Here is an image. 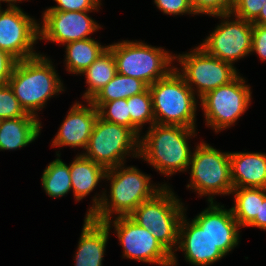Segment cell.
Returning <instances> with one entry per match:
<instances>
[{
  "label": "cell",
  "instance_id": "obj_1",
  "mask_svg": "<svg viewBox=\"0 0 266 266\" xmlns=\"http://www.w3.org/2000/svg\"><path fill=\"white\" fill-rule=\"evenodd\" d=\"M105 180L110 181V191L93 196L85 218L90 217L98 222H105L112 215L129 216L142 202L151 199L165 184H153L151 176L135 166L118 165L106 171ZM105 191V192H104ZM109 196V197H108Z\"/></svg>",
  "mask_w": 266,
  "mask_h": 266
},
{
  "label": "cell",
  "instance_id": "obj_2",
  "mask_svg": "<svg viewBox=\"0 0 266 266\" xmlns=\"http://www.w3.org/2000/svg\"><path fill=\"white\" fill-rule=\"evenodd\" d=\"M147 129L139 137V158L166 177L187 171L192 154L189 140L197 136V128L154 123Z\"/></svg>",
  "mask_w": 266,
  "mask_h": 266
},
{
  "label": "cell",
  "instance_id": "obj_3",
  "mask_svg": "<svg viewBox=\"0 0 266 266\" xmlns=\"http://www.w3.org/2000/svg\"><path fill=\"white\" fill-rule=\"evenodd\" d=\"M52 60L40 53L35 57L17 61L8 81L20 106L26 113L39 118L51 97L65 92Z\"/></svg>",
  "mask_w": 266,
  "mask_h": 266
},
{
  "label": "cell",
  "instance_id": "obj_4",
  "mask_svg": "<svg viewBox=\"0 0 266 266\" xmlns=\"http://www.w3.org/2000/svg\"><path fill=\"white\" fill-rule=\"evenodd\" d=\"M172 187L164 186L151 199L142 202L129 217L152 235L172 255L171 266H177L179 226L186 212L185 204L177 198Z\"/></svg>",
  "mask_w": 266,
  "mask_h": 266
},
{
  "label": "cell",
  "instance_id": "obj_5",
  "mask_svg": "<svg viewBox=\"0 0 266 266\" xmlns=\"http://www.w3.org/2000/svg\"><path fill=\"white\" fill-rule=\"evenodd\" d=\"M156 124L196 128L198 98L175 68L150 85Z\"/></svg>",
  "mask_w": 266,
  "mask_h": 266
},
{
  "label": "cell",
  "instance_id": "obj_6",
  "mask_svg": "<svg viewBox=\"0 0 266 266\" xmlns=\"http://www.w3.org/2000/svg\"><path fill=\"white\" fill-rule=\"evenodd\" d=\"M108 48L113 52L117 73L137 78L148 87L175 68V54L142 40H122L108 45Z\"/></svg>",
  "mask_w": 266,
  "mask_h": 266
},
{
  "label": "cell",
  "instance_id": "obj_7",
  "mask_svg": "<svg viewBox=\"0 0 266 266\" xmlns=\"http://www.w3.org/2000/svg\"><path fill=\"white\" fill-rule=\"evenodd\" d=\"M190 182L186 188L213 202L215 195H230L233 189L229 152H222L205 141L197 144L189 163Z\"/></svg>",
  "mask_w": 266,
  "mask_h": 266
},
{
  "label": "cell",
  "instance_id": "obj_8",
  "mask_svg": "<svg viewBox=\"0 0 266 266\" xmlns=\"http://www.w3.org/2000/svg\"><path fill=\"white\" fill-rule=\"evenodd\" d=\"M81 154L108 170L125 164L129 156L139 159V138L129 128L98 117Z\"/></svg>",
  "mask_w": 266,
  "mask_h": 266
},
{
  "label": "cell",
  "instance_id": "obj_9",
  "mask_svg": "<svg viewBox=\"0 0 266 266\" xmlns=\"http://www.w3.org/2000/svg\"><path fill=\"white\" fill-rule=\"evenodd\" d=\"M181 65L175 70L200 99L207 92L231 83L239 73L234 65L206 53L199 45L190 52L176 54L175 61Z\"/></svg>",
  "mask_w": 266,
  "mask_h": 266
},
{
  "label": "cell",
  "instance_id": "obj_10",
  "mask_svg": "<svg viewBox=\"0 0 266 266\" xmlns=\"http://www.w3.org/2000/svg\"><path fill=\"white\" fill-rule=\"evenodd\" d=\"M239 75L231 83L207 92L199 100L207 127L216 134L233 126L251 104V86Z\"/></svg>",
  "mask_w": 266,
  "mask_h": 266
},
{
  "label": "cell",
  "instance_id": "obj_11",
  "mask_svg": "<svg viewBox=\"0 0 266 266\" xmlns=\"http://www.w3.org/2000/svg\"><path fill=\"white\" fill-rule=\"evenodd\" d=\"M211 17L220 18L221 23L199 46L209 55L232 65L241 58L248 57L253 40V23L232 13Z\"/></svg>",
  "mask_w": 266,
  "mask_h": 266
},
{
  "label": "cell",
  "instance_id": "obj_12",
  "mask_svg": "<svg viewBox=\"0 0 266 266\" xmlns=\"http://www.w3.org/2000/svg\"><path fill=\"white\" fill-rule=\"evenodd\" d=\"M104 223L110 230H112V226L114 227V234L123 247V258L171 266L172 255L152 235L149 229L143 228L129 216L112 217Z\"/></svg>",
  "mask_w": 266,
  "mask_h": 266
},
{
  "label": "cell",
  "instance_id": "obj_13",
  "mask_svg": "<svg viewBox=\"0 0 266 266\" xmlns=\"http://www.w3.org/2000/svg\"><path fill=\"white\" fill-rule=\"evenodd\" d=\"M38 40L39 22L35 18L19 6L0 7V49L21 61L40 54L34 50Z\"/></svg>",
  "mask_w": 266,
  "mask_h": 266
},
{
  "label": "cell",
  "instance_id": "obj_14",
  "mask_svg": "<svg viewBox=\"0 0 266 266\" xmlns=\"http://www.w3.org/2000/svg\"><path fill=\"white\" fill-rule=\"evenodd\" d=\"M93 11H44L39 23V40L64 45L91 38L101 27L88 15Z\"/></svg>",
  "mask_w": 266,
  "mask_h": 266
},
{
  "label": "cell",
  "instance_id": "obj_15",
  "mask_svg": "<svg viewBox=\"0 0 266 266\" xmlns=\"http://www.w3.org/2000/svg\"><path fill=\"white\" fill-rule=\"evenodd\" d=\"M224 207L216 201L208 202V207L196 215L193 220L226 256L238 246L241 227L234 218L232 209Z\"/></svg>",
  "mask_w": 266,
  "mask_h": 266
},
{
  "label": "cell",
  "instance_id": "obj_16",
  "mask_svg": "<svg viewBox=\"0 0 266 266\" xmlns=\"http://www.w3.org/2000/svg\"><path fill=\"white\" fill-rule=\"evenodd\" d=\"M85 102L86 105L74 102L52 140V147H78L85 151L98 118L97 108L90 101Z\"/></svg>",
  "mask_w": 266,
  "mask_h": 266
},
{
  "label": "cell",
  "instance_id": "obj_17",
  "mask_svg": "<svg viewBox=\"0 0 266 266\" xmlns=\"http://www.w3.org/2000/svg\"><path fill=\"white\" fill-rule=\"evenodd\" d=\"M179 250L184 253L185 261L194 266H209L226 257L193 219L188 221L186 213L179 226L176 251Z\"/></svg>",
  "mask_w": 266,
  "mask_h": 266
},
{
  "label": "cell",
  "instance_id": "obj_18",
  "mask_svg": "<svg viewBox=\"0 0 266 266\" xmlns=\"http://www.w3.org/2000/svg\"><path fill=\"white\" fill-rule=\"evenodd\" d=\"M81 236L75 252V266H103V257L110 229L104 222L84 218Z\"/></svg>",
  "mask_w": 266,
  "mask_h": 266
},
{
  "label": "cell",
  "instance_id": "obj_19",
  "mask_svg": "<svg viewBox=\"0 0 266 266\" xmlns=\"http://www.w3.org/2000/svg\"><path fill=\"white\" fill-rule=\"evenodd\" d=\"M233 188H266V154L229 152Z\"/></svg>",
  "mask_w": 266,
  "mask_h": 266
},
{
  "label": "cell",
  "instance_id": "obj_20",
  "mask_svg": "<svg viewBox=\"0 0 266 266\" xmlns=\"http://www.w3.org/2000/svg\"><path fill=\"white\" fill-rule=\"evenodd\" d=\"M41 120L27 114L24 117L0 120V151L18 150L26 147L39 137Z\"/></svg>",
  "mask_w": 266,
  "mask_h": 266
},
{
  "label": "cell",
  "instance_id": "obj_21",
  "mask_svg": "<svg viewBox=\"0 0 266 266\" xmlns=\"http://www.w3.org/2000/svg\"><path fill=\"white\" fill-rule=\"evenodd\" d=\"M106 171L103 166L82 154H77L70 163V179L75 201H82L93 192L97 185L105 180Z\"/></svg>",
  "mask_w": 266,
  "mask_h": 266
},
{
  "label": "cell",
  "instance_id": "obj_22",
  "mask_svg": "<svg viewBox=\"0 0 266 266\" xmlns=\"http://www.w3.org/2000/svg\"><path fill=\"white\" fill-rule=\"evenodd\" d=\"M64 46L65 70L76 75L86 70L108 48V45H101L95 38L71 41Z\"/></svg>",
  "mask_w": 266,
  "mask_h": 266
},
{
  "label": "cell",
  "instance_id": "obj_23",
  "mask_svg": "<svg viewBox=\"0 0 266 266\" xmlns=\"http://www.w3.org/2000/svg\"><path fill=\"white\" fill-rule=\"evenodd\" d=\"M117 74L113 52L107 48L86 70L80 75H85L87 89L83 94L86 101H90L97 92L103 88Z\"/></svg>",
  "mask_w": 266,
  "mask_h": 266
},
{
  "label": "cell",
  "instance_id": "obj_24",
  "mask_svg": "<svg viewBox=\"0 0 266 266\" xmlns=\"http://www.w3.org/2000/svg\"><path fill=\"white\" fill-rule=\"evenodd\" d=\"M234 204L231 207L233 216L242 228L246 227L256 216H259L260 201L266 197V188H233Z\"/></svg>",
  "mask_w": 266,
  "mask_h": 266
},
{
  "label": "cell",
  "instance_id": "obj_25",
  "mask_svg": "<svg viewBox=\"0 0 266 266\" xmlns=\"http://www.w3.org/2000/svg\"><path fill=\"white\" fill-rule=\"evenodd\" d=\"M59 152H56L57 158L47 165L41 177L45 193L52 198H60L72 191L70 164L60 159Z\"/></svg>",
  "mask_w": 266,
  "mask_h": 266
},
{
  "label": "cell",
  "instance_id": "obj_26",
  "mask_svg": "<svg viewBox=\"0 0 266 266\" xmlns=\"http://www.w3.org/2000/svg\"><path fill=\"white\" fill-rule=\"evenodd\" d=\"M148 86L141 80L117 73L90 102H108L127 99L144 92Z\"/></svg>",
  "mask_w": 266,
  "mask_h": 266
},
{
  "label": "cell",
  "instance_id": "obj_27",
  "mask_svg": "<svg viewBox=\"0 0 266 266\" xmlns=\"http://www.w3.org/2000/svg\"><path fill=\"white\" fill-rule=\"evenodd\" d=\"M127 104L131 118V131L139 138L144 125L149 124L148 128H150L155 123L149 88L141 94L127 98Z\"/></svg>",
  "mask_w": 266,
  "mask_h": 266
},
{
  "label": "cell",
  "instance_id": "obj_28",
  "mask_svg": "<svg viewBox=\"0 0 266 266\" xmlns=\"http://www.w3.org/2000/svg\"><path fill=\"white\" fill-rule=\"evenodd\" d=\"M91 103L97 108L99 118L127 127L131 130V118L127 99Z\"/></svg>",
  "mask_w": 266,
  "mask_h": 266
},
{
  "label": "cell",
  "instance_id": "obj_29",
  "mask_svg": "<svg viewBox=\"0 0 266 266\" xmlns=\"http://www.w3.org/2000/svg\"><path fill=\"white\" fill-rule=\"evenodd\" d=\"M27 114L9 84L0 85V120L24 117Z\"/></svg>",
  "mask_w": 266,
  "mask_h": 266
},
{
  "label": "cell",
  "instance_id": "obj_30",
  "mask_svg": "<svg viewBox=\"0 0 266 266\" xmlns=\"http://www.w3.org/2000/svg\"><path fill=\"white\" fill-rule=\"evenodd\" d=\"M196 15L215 16L232 11L233 0H190Z\"/></svg>",
  "mask_w": 266,
  "mask_h": 266
},
{
  "label": "cell",
  "instance_id": "obj_31",
  "mask_svg": "<svg viewBox=\"0 0 266 266\" xmlns=\"http://www.w3.org/2000/svg\"><path fill=\"white\" fill-rule=\"evenodd\" d=\"M265 3L266 0H233L231 13L238 18L252 22L259 15Z\"/></svg>",
  "mask_w": 266,
  "mask_h": 266
},
{
  "label": "cell",
  "instance_id": "obj_32",
  "mask_svg": "<svg viewBox=\"0 0 266 266\" xmlns=\"http://www.w3.org/2000/svg\"><path fill=\"white\" fill-rule=\"evenodd\" d=\"M57 3L44 11H97L100 10L101 0H53Z\"/></svg>",
  "mask_w": 266,
  "mask_h": 266
},
{
  "label": "cell",
  "instance_id": "obj_33",
  "mask_svg": "<svg viewBox=\"0 0 266 266\" xmlns=\"http://www.w3.org/2000/svg\"><path fill=\"white\" fill-rule=\"evenodd\" d=\"M156 7L167 15H196L190 0H154Z\"/></svg>",
  "mask_w": 266,
  "mask_h": 266
},
{
  "label": "cell",
  "instance_id": "obj_34",
  "mask_svg": "<svg viewBox=\"0 0 266 266\" xmlns=\"http://www.w3.org/2000/svg\"><path fill=\"white\" fill-rule=\"evenodd\" d=\"M256 55L262 61H266V26L253 24V40L251 53Z\"/></svg>",
  "mask_w": 266,
  "mask_h": 266
},
{
  "label": "cell",
  "instance_id": "obj_35",
  "mask_svg": "<svg viewBox=\"0 0 266 266\" xmlns=\"http://www.w3.org/2000/svg\"><path fill=\"white\" fill-rule=\"evenodd\" d=\"M16 63L12 55L0 49V85L8 84Z\"/></svg>",
  "mask_w": 266,
  "mask_h": 266
},
{
  "label": "cell",
  "instance_id": "obj_36",
  "mask_svg": "<svg viewBox=\"0 0 266 266\" xmlns=\"http://www.w3.org/2000/svg\"><path fill=\"white\" fill-rule=\"evenodd\" d=\"M246 227H257L266 231V197L260 201L259 216H256Z\"/></svg>",
  "mask_w": 266,
  "mask_h": 266
},
{
  "label": "cell",
  "instance_id": "obj_37",
  "mask_svg": "<svg viewBox=\"0 0 266 266\" xmlns=\"http://www.w3.org/2000/svg\"><path fill=\"white\" fill-rule=\"evenodd\" d=\"M252 23L266 26V3L263 4L259 15L252 21Z\"/></svg>",
  "mask_w": 266,
  "mask_h": 266
},
{
  "label": "cell",
  "instance_id": "obj_38",
  "mask_svg": "<svg viewBox=\"0 0 266 266\" xmlns=\"http://www.w3.org/2000/svg\"><path fill=\"white\" fill-rule=\"evenodd\" d=\"M17 1H18V3H20L23 0H0V7H1V2H6L7 3V7H17V4H16ZM24 1H26V0H24Z\"/></svg>",
  "mask_w": 266,
  "mask_h": 266
}]
</instances>
